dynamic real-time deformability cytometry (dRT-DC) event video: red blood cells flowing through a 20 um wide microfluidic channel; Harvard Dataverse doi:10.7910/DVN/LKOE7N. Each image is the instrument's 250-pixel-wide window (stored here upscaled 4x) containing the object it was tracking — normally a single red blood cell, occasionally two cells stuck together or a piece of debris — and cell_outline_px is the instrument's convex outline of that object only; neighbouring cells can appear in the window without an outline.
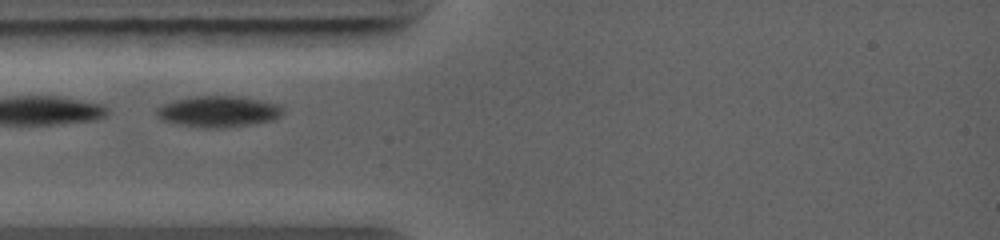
{"species": "common noctule bat (a hibernating species)", "species_latin": "Nyctalus noctula", "temperature_condition": "warm", "stored_images_in_passage": 2, "camera_frame_rate_fps": 5000, "um_per_image_px": 0.085, "animal": {"sex": "female", "body_mass_g": 19.0, "forearm_length_mm": 56.7}, "frame": {"image": 1, "passage_image": 1, "time_ms": 0.0, "image_size_px": [1000, 240], "cell_outline_px": [[284, 112], [280, 116], [272, 120], [224, 128], [204, 128], [180, 124], [160, 120], [156, 112], [156, 108], [172, 100], [196, 96], [240, 96], [260, 100], [276, 104]], "centroid_in_image_um": [18.52, 9.47], "position_along_channel_um": 66.5, "area_um2": 22.72}}